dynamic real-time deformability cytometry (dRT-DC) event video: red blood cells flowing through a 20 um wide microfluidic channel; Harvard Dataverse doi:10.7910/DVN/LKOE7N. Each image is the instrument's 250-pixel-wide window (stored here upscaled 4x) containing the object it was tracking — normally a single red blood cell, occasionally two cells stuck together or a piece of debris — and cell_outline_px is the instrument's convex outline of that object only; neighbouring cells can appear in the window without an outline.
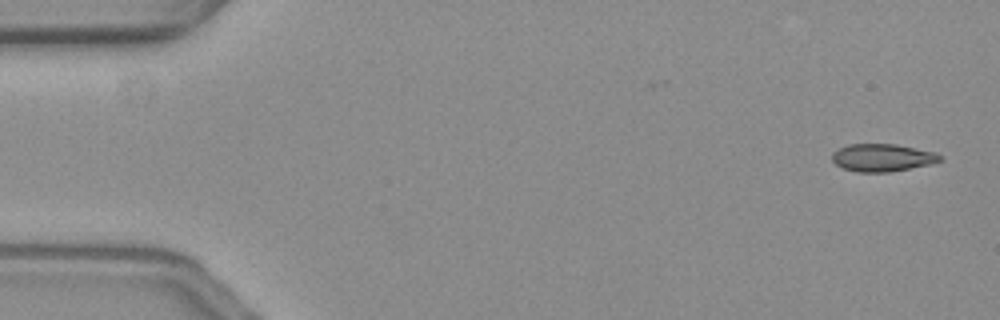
{"species": "common noctule bat (a hibernating species)", "species_latin": "Nyctalus noctula", "temperature_condition": "warm", "stored_images_in_passage": 56, "camera_frame_rate_fps": 3000, "um_per_image_px": 0.085, "animal": {"sex": "female", "body_mass_g": 19.3, "forearm_length_mm": 54.1}, "frame": {"image": 1, "passage_image": 1, "time_ms": 0.0, "image_size_px": [1000, 320], "cell_outline_px": [[940, 160], [928, 164], [888, 172], [856, 172], [844, 168], [836, 164], [832, 160], [832, 152], [848, 144], [896, 144], [936, 152], [940, 156]], "centroid_in_image_um": [74.95, 13.39], "position_along_channel_um": 10.0, "area_um2": 17.11}}
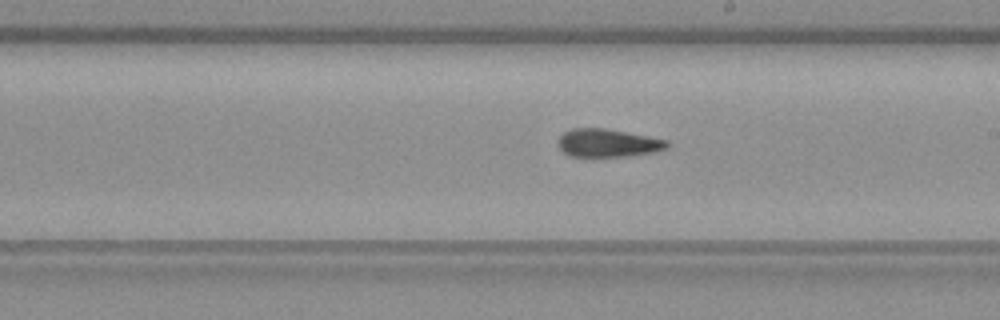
{"frame": {"image": 2, "passage_image": 31, "time_ms": 10.0, "image_size_px": [1000, 320], "cell_outline_px": [[668, 148], [652, 152], [628, 156], [568, 156], [560, 148], [560, 136], [564, 132], [572, 128], [604, 128], [648, 136], [668, 140]], "centroid_in_image_um": [51.68, 12.15], "position_along_channel_um": 237.3, "area_um2": 17.57}}
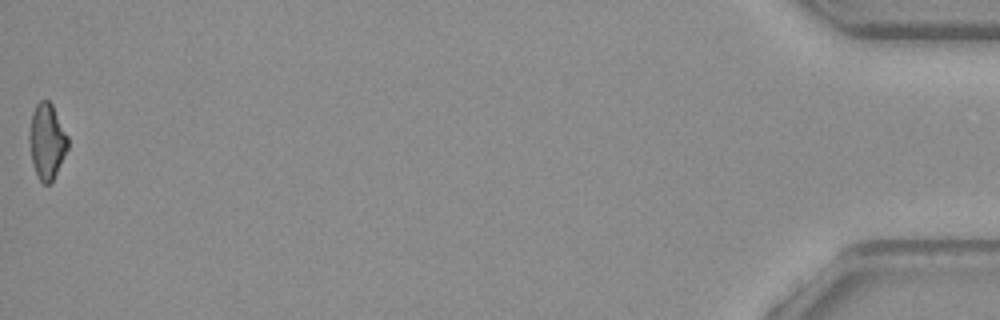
{"frame": {"image": 3, "passage_image": 56, "time_ms": 18.333, "image_size_px": [1000, 320], "cell_outline_px": [[68, 148], [52, 180], [48, 184], [44, 184], [40, 180], [32, 164], [28, 140], [28, 136], [32, 112], [36, 104], [40, 100], [48, 100], [52, 104], [68, 136]], "centroid_in_image_um": [3.97, 11.97], "position_along_channel_um": 431.2, "area_um2": 16.88}, "authors_computed_cell_mechanics": {"area_um2": 17.7735, "velocity_mm_per_s": 3.5931, "shape_relaxation_time_tau1_ms": null, "shape_relaxation_time_tau2_ms": 1.2635, "deformation_change_tau1": null, "deformation_change_tau2": 0.0806}}